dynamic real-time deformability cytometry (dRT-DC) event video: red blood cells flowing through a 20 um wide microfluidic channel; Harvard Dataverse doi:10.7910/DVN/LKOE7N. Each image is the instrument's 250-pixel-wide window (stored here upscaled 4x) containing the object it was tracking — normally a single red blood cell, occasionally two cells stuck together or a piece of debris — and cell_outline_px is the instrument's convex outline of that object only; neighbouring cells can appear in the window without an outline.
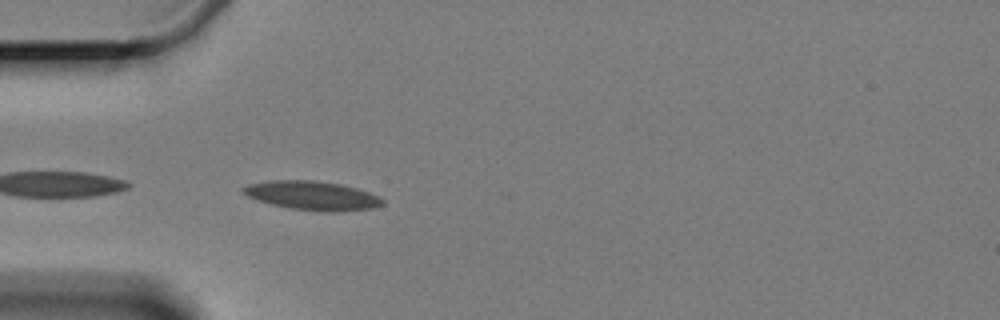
{"species": "Egyptian fruit bat (a non-hibernating species)", "species_latin": "Rousettus aegyptiacus", "temperature_condition": "cold", "stored_images_in_passage": 5, "camera_frame_rate_fps": 3000, "um_per_image_px": 0.085, "animal": {"sex": "female"}, "frame": {"image": 1, "passage_image": 5, "time_ms": 5.333, "image_size_px": [1000, 320], "cell_outline_px": [[384, 204], [372, 208], [340, 212], [328, 212], [292, 208], [272, 204], [256, 200], [240, 192], [240, 188], [248, 184], [268, 180], [312, 180], [340, 184], [356, 188], [368, 192], [384, 200]], "centroid_in_image_um": [26.5, 16.62], "position_along_channel_um": 58.5, "area_um2": 23.47}}